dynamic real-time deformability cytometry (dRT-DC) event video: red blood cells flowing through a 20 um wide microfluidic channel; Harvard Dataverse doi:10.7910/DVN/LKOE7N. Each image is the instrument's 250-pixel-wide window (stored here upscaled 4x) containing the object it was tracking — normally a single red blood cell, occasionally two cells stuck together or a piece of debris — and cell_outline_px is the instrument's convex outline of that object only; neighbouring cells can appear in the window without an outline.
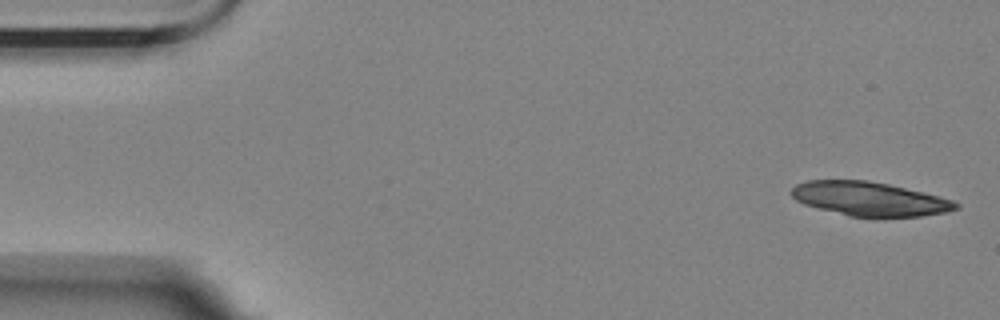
{"species": "Egyptian fruit bat (a non-hibernating species)", "species_latin": "Rousettus aegyptiacus", "temperature_condition": "room temperature", "stored_images_in_passage": 5, "camera_frame_rate_fps": 3000, "um_per_image_px": 0.085, "animal": {"sex": "female"}, "frame": {"image": 1, "passage_image": 1, "time_ms": 0.0, "image_size_px": [1000, 320], "cell_outline_px": [[960, 208], [944, 212], [920, 216], [848, 216], [804, 204], [796, 200], [792, 196], [792, 188], [796, 184], [808, 180], [868, 180], [888, 184], [924, 192], [940, 196], [952, 200], [960, 204]], "centroid_in_image_um": [73.92, 16.89], "position_along_channel_um": 11.1, "area_um2": 32.25}}